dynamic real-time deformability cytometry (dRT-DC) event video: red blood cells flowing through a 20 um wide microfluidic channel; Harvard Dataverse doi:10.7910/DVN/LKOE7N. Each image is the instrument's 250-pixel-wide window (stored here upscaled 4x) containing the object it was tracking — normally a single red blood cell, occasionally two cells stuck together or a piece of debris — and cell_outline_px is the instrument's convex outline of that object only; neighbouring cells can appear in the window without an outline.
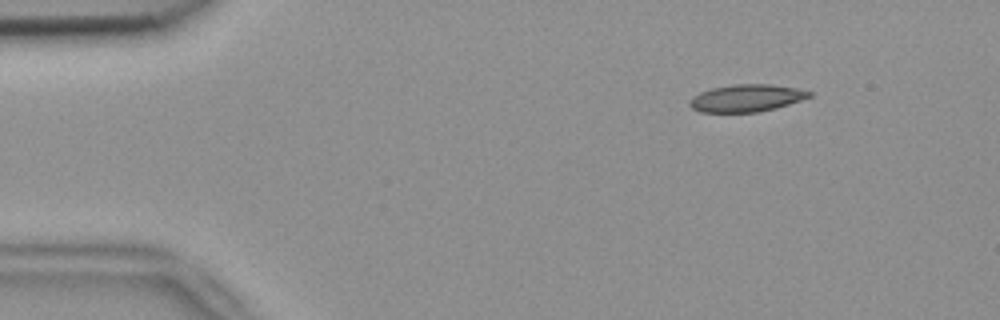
{"species": "common noctule bat (a hibernating species)", "species_latin": "Nyctalus noctula", "temperature_condition": "room temperature", "stored_images_in_passage": 54, "camera_frame_rate_fps": 3000, "um_per_image_px": 0.085, "animal": {"sex": "female", "body_mass_g": 18.4}, "frame": {"image": 1, "passage_image": 7, "time_ms": 2.0, "image_size_px": [1000, 320], "cell_outline_px": [[812, 96], [776, 108], [760, 112], [700, 112], [692, 108], [688, 104], [688, 100], [692, 96], [700, 92], [712, 88], [736, 84], [772, 84], [796, 88], [812, 92]], "centroid_in_image_um": [63.42, 8.34], "position_along_channel_um": 21.6, "area_um2": 19.07}}
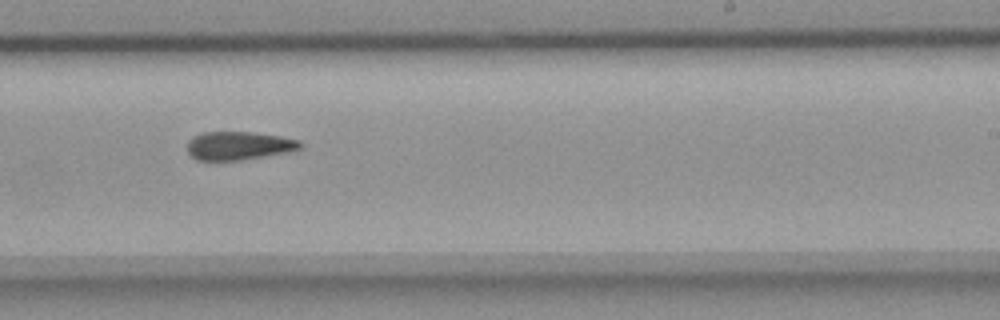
{"frame": {"image": 2, "passage_image": 33, "time_ms": 10.667, "image_size_px": [1000, 320], "cell_outline_px": [[304, 144], [300, 148], [288, 152], [240, 160], [196, 160], [188, 152], [188, 140], [192, 136], [204, 132], [252, 132], [280, 136], [300, 140]], "centroid_in_image_um": [20.3, 12.38], "position_along_channel_um": 268.7, "area_um2": 18.67}}
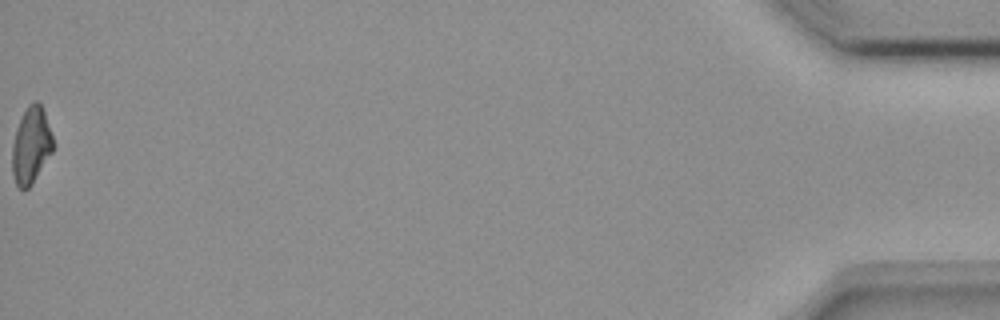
{"frame": {"image": 3, "passage_image": 54, "time_ms": 17.667, "image_size_px": [1000, 320], "cell_outline_px": [[52, 152], [28, 188], [20, 188], [16, 184], [12, 172], [12, 144], [16, 128], [28, 104], [36, 100], [40, 104], [44, 112], [52, 136]], "centroid_in_image_um": [2.61, 12.34], "position_along_channel_um": 432.6, "area_um2": 17.74}, "authors_computed_cell_mechanics": {"area_um2": 19.1607, "velocity_mm_per_s": 3.7821, "shape_relaxation_time_tau1_ms": 10.499, "shape_relaxation_time_tau2_ms": 8.3615, "deformation_change_tau1": 0.2036, "deformation_change_tau2": 0.193}}